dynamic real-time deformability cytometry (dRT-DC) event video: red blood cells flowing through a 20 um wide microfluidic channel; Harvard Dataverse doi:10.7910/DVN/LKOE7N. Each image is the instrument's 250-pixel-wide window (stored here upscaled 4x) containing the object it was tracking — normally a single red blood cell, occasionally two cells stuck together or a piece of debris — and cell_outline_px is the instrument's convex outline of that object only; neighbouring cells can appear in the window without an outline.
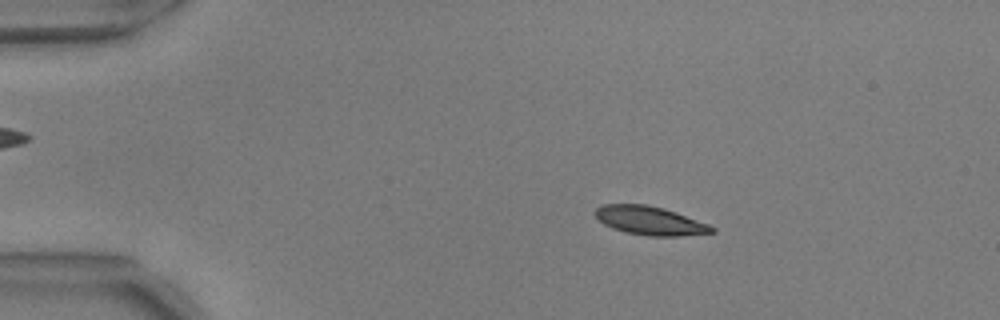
{"species": "common noctule bat (a hibernating species)", "species_latin": "Nyctalus noctula", "temperature_condition": "warm", "stored_images_in_passage": 53, "camera_frame_rate_fps": 3000, "um_per_image_px": 0.085, "animal": {"sex": "male", "body_mass_g": 17.9, "forearm_length_mm": 54.2}, "frame": {"image": 1, "passage_image": 8, "time_ms": 2.333, "image_size_px": [1000, 320], "cell_outline_px": [[716, 232], [680, 236], [648, 236], [624, 232], [612, 228], [604, 224], [592, 212], [596, 208], [604, 204], [644, 204], [664, 208], [676, 212], [708, 224], [716, 228]], "centroid_in_image_um": [55.24, 18.76], "position_along_channel_um": 29.8, "area_um2": 19.54}}
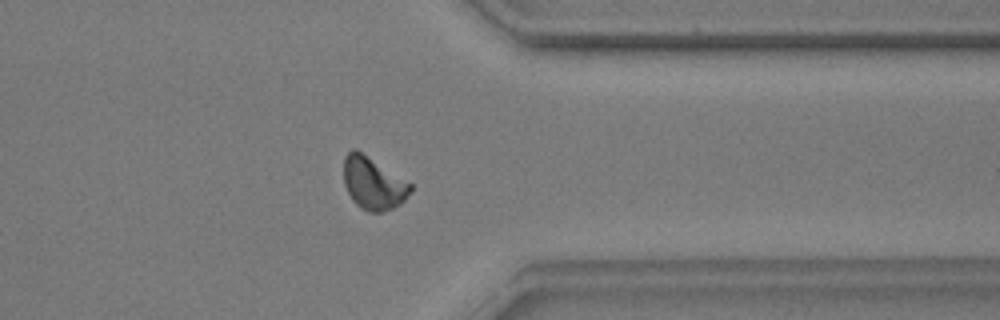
{"frame": {"image": 2, "passage_image": 42, "time_ms": 13.667, "image_size_px": [1000, 320], "cell_outline_px": [[412, 188], [404, 200], [400, 204], [392, 208], [380, 212], [368, 212], [360, 208], [352, 200], [344, 184], [344, 156], [352, 148], [356, 148], [412, 184]], "centroid_in_image_um": [31.7, 15.57], "position_along_channel_um": 379.7, "area_um2": 20.35}}
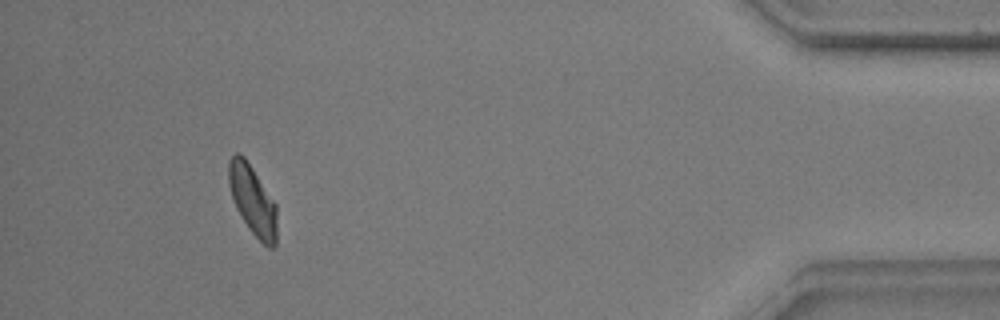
{"frame": {"image": 3, "passage_image": 49, "time_ms": 16.0, "image_size_px": [1000, 320], "cell_outline_px": [[276, 244], [272, 248], [268, 248], [248, 228], [240, 216], [236, 208], [228, 184], [228, 160], [236, 152], [240, 152], [244, 156], [276, 204]], "centroid_in_image_um": [21.45, 17.0], "position_along_channel_um": 413.7, "area_um2": 19.48}, "authors_computed_cell_mechanics": {"area_um2": 19.5942, "velocity_mm_per_s": 3.6896, "shape_relaxation_time_tau1_ms": 2.9787, "shape_relaxation_time_tau2_ms": 3.2541, "deformation_change_tau1": 0.1409, "deformation_change_tau2": 0.0758}}